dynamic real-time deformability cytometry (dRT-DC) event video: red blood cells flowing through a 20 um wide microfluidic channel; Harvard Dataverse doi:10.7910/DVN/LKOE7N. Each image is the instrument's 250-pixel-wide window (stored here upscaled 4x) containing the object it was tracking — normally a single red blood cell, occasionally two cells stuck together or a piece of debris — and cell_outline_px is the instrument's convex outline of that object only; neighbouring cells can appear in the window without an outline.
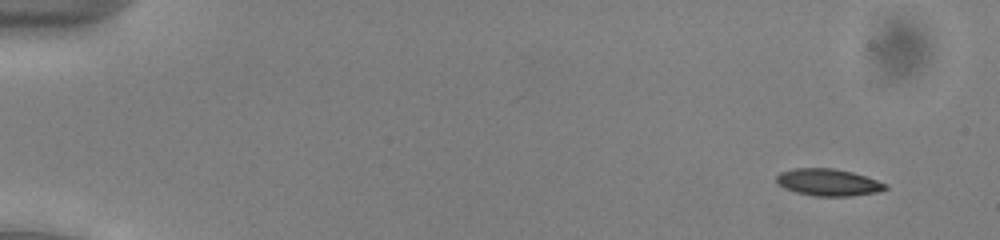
{"species": "common noctule bat (a hibernating species)", "species_latin": "Nyctalus noctula", "temperature_condition": "cold", "stored_images_in_passage": 54, "camera_frame_rate_fps": 3000, "um_per_image_px": 0.085, "animal": {"sex": "male", "body_mass_g": 13.0, "forearm_length_mm": 53.1}, "frame": {"image": 1, "passage_image": 5, "time_ms": 1.333, "image_size_px": [1000, 240], "cell_outline_px": [[888, 188], [876, 192], [852, 196], [816, 196], [796, 192], [780, 184], [776, 180], [776, 176], [780, 172], [792, 168], [832, 168], [852, 172], [888, 184]], "centroid_in_image_um": [70.41, 15.49], "position_along_channel_um": 14.6, "area_um2": 16.94}}
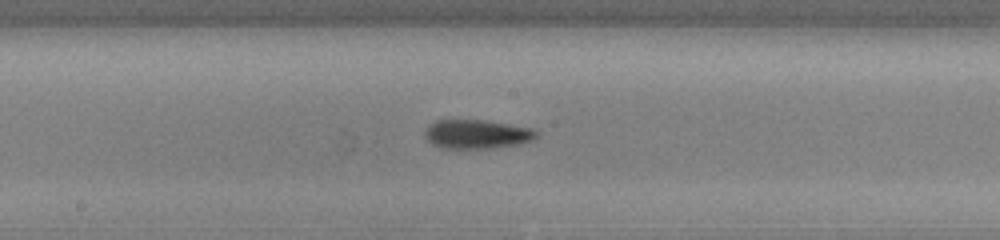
{"frame": {"image": 2, "passage_image": 30, "time_ms": 9.667, "image_size_px": [1000, 240], "cell_outline_px": [[540, 132], [532, 140], [520, 144], [492, 148], [440, 148], [432, 144], [424, 136], [424, 132], [428, 124], [436, 120], [484, 120], [532, 128]], "centroid_in_image_um": [40.52, 11.4], "position_along_channel_um": 207.7, "area_um2": 18.96}}
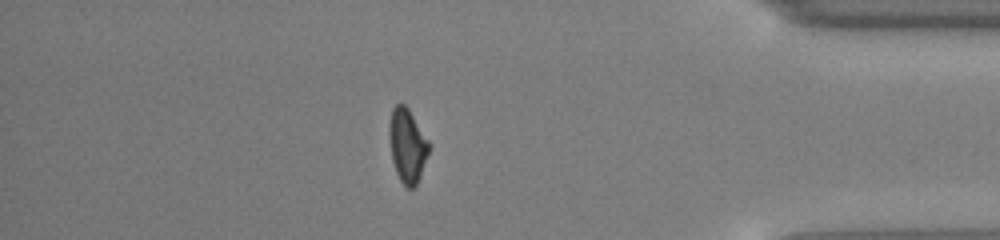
{"frame": {"image": 3, "passage_image": 47, "time_ms": 15.333, "image_size_px": [1000, 240], "cell_outline_px": [[432, 144], [420, 176], [416, 184], [412, 188], [408, 188], [400, 180], [396, 172], [392, 160], [388, 136], [388, 124], [392, 108], [396, 104], [404, 104], [408, 108]], "centroid_in_image_um": [34.62, 12.33], "position_along_channel_um": 400.6, "area_um2": 17.34}}